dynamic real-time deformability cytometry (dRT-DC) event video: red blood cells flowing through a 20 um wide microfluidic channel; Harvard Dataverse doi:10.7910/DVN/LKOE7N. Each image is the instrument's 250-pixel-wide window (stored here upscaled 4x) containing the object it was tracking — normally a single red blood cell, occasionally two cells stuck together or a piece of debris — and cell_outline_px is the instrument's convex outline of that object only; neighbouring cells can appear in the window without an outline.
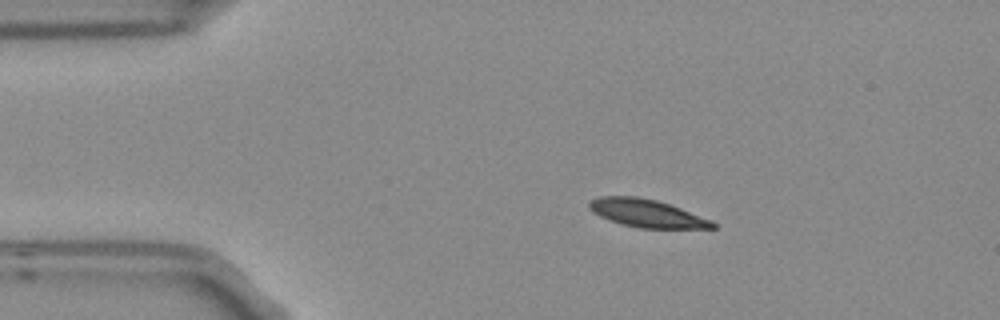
{"species": "Egyptian fruit bat (a non-hibernating species)", "species_latin": "Rousettus aegyptiacus", "temperature_condition": "room temperature", "stored_images_in_passage": 4, "camera_frame_rate_fps": 3000, "um_per_image_px": 0.085, "frame": {"image": 1, "passage_image": 2, "time_ms": 0.333, "image_size_px": [1000, 320], "cell_outline_px": [[716, 228], [640, 228], [624, 224], [600, 216], [592, 212], [588, 208], [588, 204], [592, 200], [600, 196], [636, 196], [656, 200], [680, 208], [712, 220], [716, 224]], "centroid_in_image_um": [54.98, 18.12], "position_along_channel_um": 30.0, "area_um2": 19.77}}